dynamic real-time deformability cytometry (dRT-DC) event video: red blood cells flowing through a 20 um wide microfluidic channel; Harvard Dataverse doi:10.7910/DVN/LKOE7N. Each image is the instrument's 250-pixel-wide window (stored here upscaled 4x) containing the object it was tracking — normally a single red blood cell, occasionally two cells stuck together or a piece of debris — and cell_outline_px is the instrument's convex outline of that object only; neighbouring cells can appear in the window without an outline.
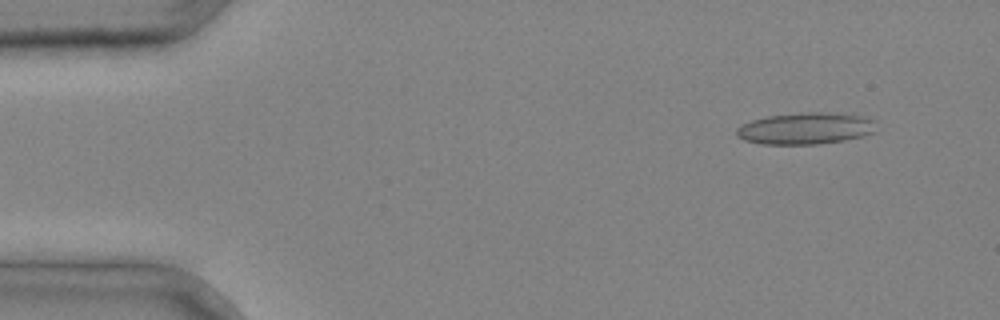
{"species": "common noctule bat (a hibernating species)", "species_latin": "Nyctalus noctula", "temperature_condition": "cold", "stored_images_in_passage": 2, "camera_frame_rate_fps": 3000, "um_per_image_px": 0.085, "animal": {"sex": "male", "body_mass_g": 20.4}, "frame": {"image": 1, "passage_image": 1, "time_ms": 0.0, "image_size_px": [1000, 320], "cell_outline_px": [[876, 132], [864, 136], [844, 140], [816, 144], [760, 144], [744, 140], [736, 136], [736, 128], [740, 124], [752, 120], [768, 116], [804, 112], [820, 112], [864, 116], [872, 120]], "centroid_in_image_um": [68.43, 10.92], "position_along_channel_um": 16.6, "area_um2": 25.78}}